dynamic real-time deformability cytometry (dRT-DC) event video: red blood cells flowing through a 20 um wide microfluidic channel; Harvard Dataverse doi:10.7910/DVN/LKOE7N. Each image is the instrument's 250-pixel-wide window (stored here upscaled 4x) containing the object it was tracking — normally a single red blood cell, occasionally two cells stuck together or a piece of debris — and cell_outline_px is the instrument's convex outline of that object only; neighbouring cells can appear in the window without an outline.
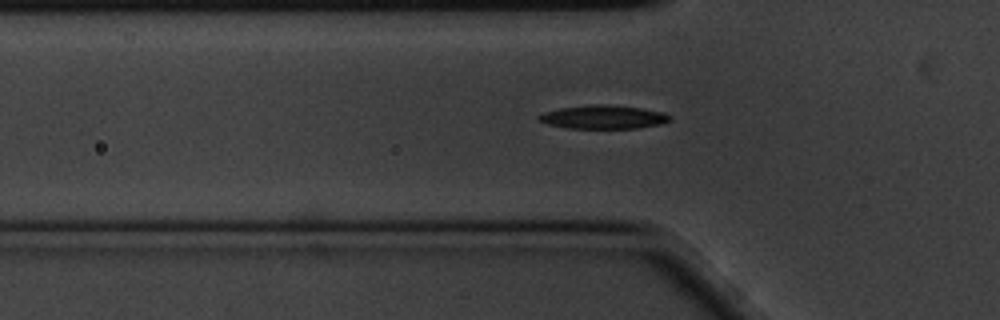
{"species": "common noctule bat (a hibernating species)", "species_latin": "Nyctalus noctula", "temperature_condition": "cold", "stored_images_in_passage": 13, "camera_frame_rate_fps": 3000, "um_per_image_px": 0.085, "animal": {"sex": "male", "body_mass_g": 20.1, "forearm_length_mm": 53.5}, "frame": {"image": 1, "passage_image": 10, "time_ms": 3.0, "image_size_px": [1000, 320], "cell_outline_px": [[672, 120], [660, 124], [636, 128], [568, 128], [548, 124], [536, 120], [536, 116], [544, 112], [560, 108], [592, 104], [608, 104], [640, 108], [664, 112], [672, 116]], "centroid_in_image_um": [51.28, 9.94], "position_along_channel_um": 74.5, "area_um2": 18.09}}